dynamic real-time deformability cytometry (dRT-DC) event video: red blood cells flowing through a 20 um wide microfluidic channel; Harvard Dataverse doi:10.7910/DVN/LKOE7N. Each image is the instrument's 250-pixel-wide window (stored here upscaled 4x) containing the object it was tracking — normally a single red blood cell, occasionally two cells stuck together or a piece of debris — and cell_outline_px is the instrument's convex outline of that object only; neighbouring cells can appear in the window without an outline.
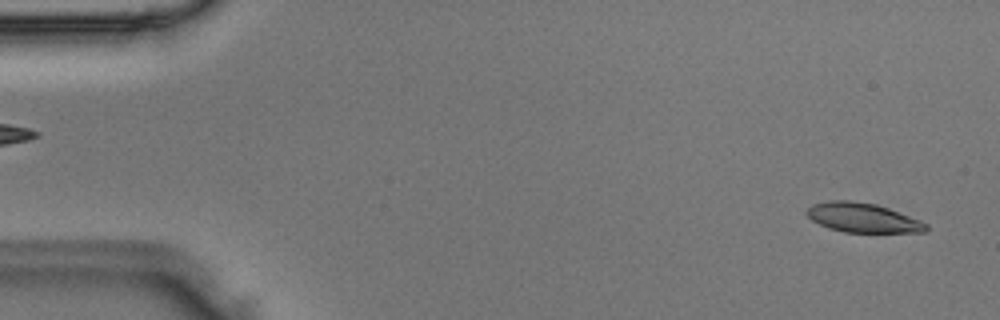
{"species": "Egyptian fruit bat (a non-hibernating species)", "species_latin": "Rousettus aegyptiacus", "temperature_condition": "room temperature", "stored_images_in_passage": 47, "camera_frame_rate_fps": 3000, "um_per_image_px": 0.085, "animal": {"sex": "male"}, "frame": {"image": 1, "passage_image": 1, "time_ms": 0.0, "image_size_px": [1000, 320], "cell_outline_px": [[928, 232], [844, 232], [828, 228], [812, 220], [804, 212], [812, 204], [832, 200], [852, 200], [876, 204], [888, 208], [928, 224]], "centroid_in_image_um": [73.31, 18.5], "position_along_channel_um": 11.7, "area_um2": 20.35}}
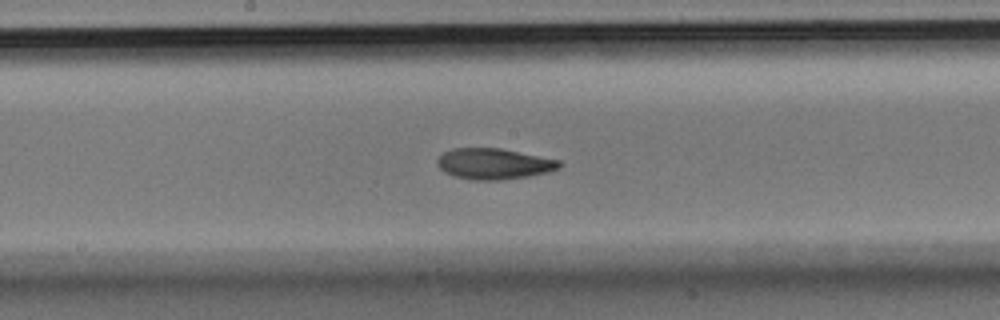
{"frame": {"image": 2, "passage_image": 24, "time_ms": 7.667, "image_size_px": [1000, 320], "cell_outline_px": [[564, 164], [560, 168], [548, 172], [528, 176], [504, 180], [472, 180], [456, 176], [444, 172], [436, 164], [436, 160], [444, 152], [452, 148], [500, 148], [560, 160]], "centroid_in_image_um": [42.0, 13.92], "position_along_channel_um": 206.2, "area_um2": 22.08}}
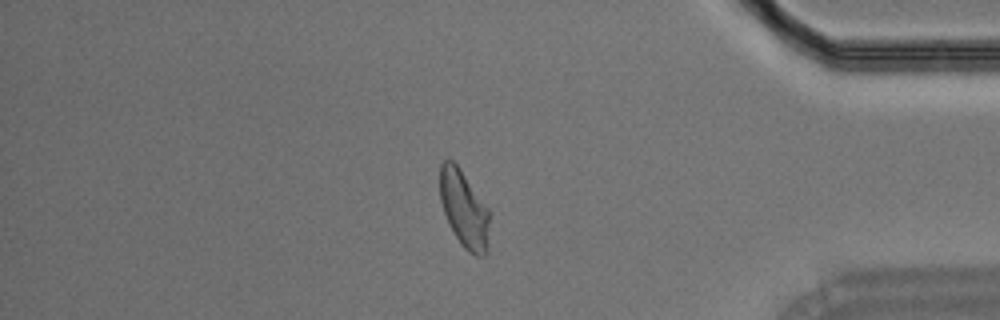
{"frame": {"image": 3, "passage_image": 40, "time_ms": 13.0, "image_size_px": [1000, 320], "cell_outline_px": [[488, 252], [484, 256], [476, 256], [468, 252], [460, 244], [444, 212], [440, 200], [440, 164], [444, 160], [452, 160], [460, 168], [488, 208]], "centroid_in_image_um": [39.44, 17.78], "position_along_channel_um": 395.8, "area_um2": 22.02}}